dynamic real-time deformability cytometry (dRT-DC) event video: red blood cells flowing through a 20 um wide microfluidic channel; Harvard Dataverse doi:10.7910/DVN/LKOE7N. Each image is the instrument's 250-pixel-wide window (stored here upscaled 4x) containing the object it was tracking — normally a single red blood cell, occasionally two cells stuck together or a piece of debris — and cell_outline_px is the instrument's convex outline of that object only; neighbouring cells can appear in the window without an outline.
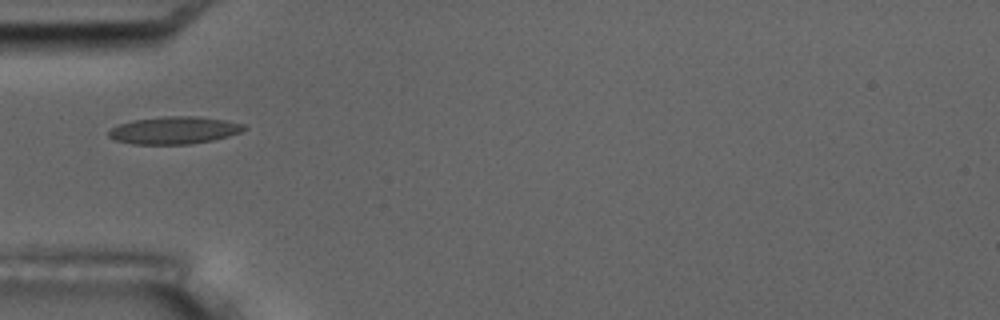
{"species": "common noctule bat (a hibernating species)", "species_latin": "Nyctalus noctula", "temperature_condition": "room temperature", "stored_images_in_passage": 3, "camera_frame_rate_fps": 3000, "um_per_image_px": 0.085, "animal": {"sex": "male", "body_mass_g": 17.5, "forearm_length_mm": 52.3}, "frame": {"image": 1, "passage_image": 1, "time_ms": 0.0, "image_size_px": [1000, 320], "cell_outline_px": [[248, 128], [240, 132], [228, 136], [212, 140], [188, 144], [132, 144], [116, 140], [108, 136], [108, 132], [112, 128], [120, 124], [132, 120], [164, 116], [196, 116], [224, 120], [244, 124]], "centroid_in_image_um": [14.81, 11.07], "position_along_channel_um": 70.2, "area_um2": 21.5}}